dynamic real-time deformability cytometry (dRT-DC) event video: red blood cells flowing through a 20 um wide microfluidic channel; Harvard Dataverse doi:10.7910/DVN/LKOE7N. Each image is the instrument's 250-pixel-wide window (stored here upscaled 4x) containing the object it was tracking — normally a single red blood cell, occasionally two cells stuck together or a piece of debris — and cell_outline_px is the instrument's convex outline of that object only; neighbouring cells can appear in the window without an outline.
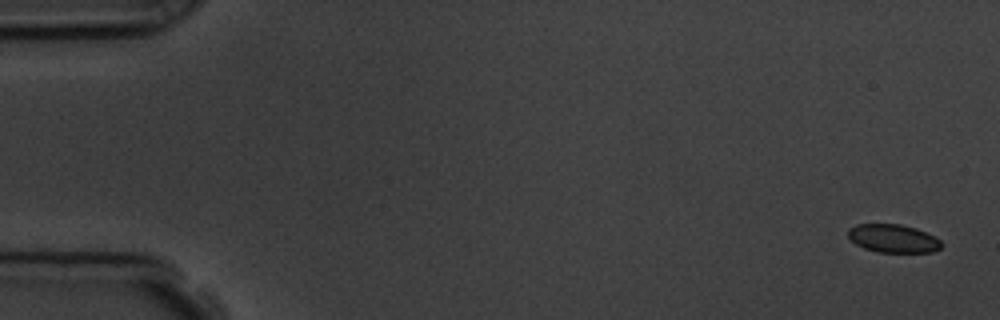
{"species": "common noctule bat (a hibernating species)", "species_latin": "Nyctalus noctula", "temperature_condition": "room temperature", "stored_images_in_passage": 6, "camera_frame_rate_fps": 3000, "um_per_image_px": 0.085, "animal": {"sex": "male", "body_mass_g": 19.5, "forearm_length_mm": 54.6}, "frame": {"image": 1, "passage_image": 1, "time_ms": 0.0, "image_size_px": [1000, 320], "cell_outline_px": [[944, 244], [940, 248], [932, 252], [880, 252], [864, 248], [856, 244], [848, 236], [848, 228], [856, 224], [900, 224], [916, 228], [940, 240]], "centroid_in_image_um": [75.91, 20.26], "position_along_channel_um": 9.1, "area_um2": 15.26}}
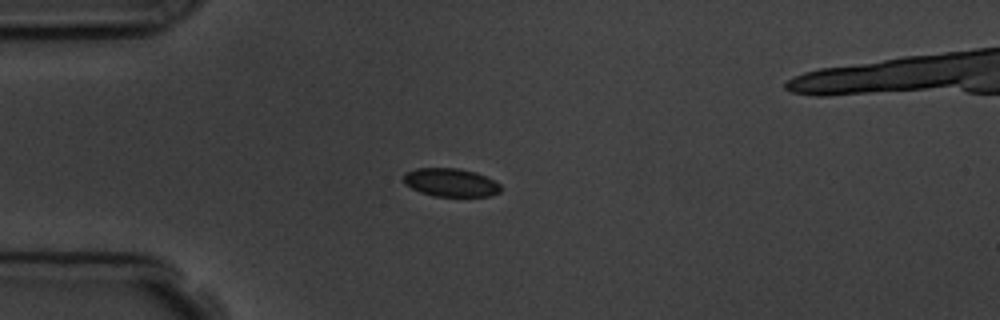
{"frame": {"image": 2, "passage_image": 4, "time_ms": 4.333, "image_size_px": [1000, 320], "cell_outline_px": [[500, 192], [488, 196], [432, 196], [420, 192], [404, 184], [404, 172], [416, 168], [460, 168], [476, 172], [500, 184]], "centroid_in_image_um": [38.27, 15.5], "position_along_channel_um": 46.7, "area_um2": 16.01}}
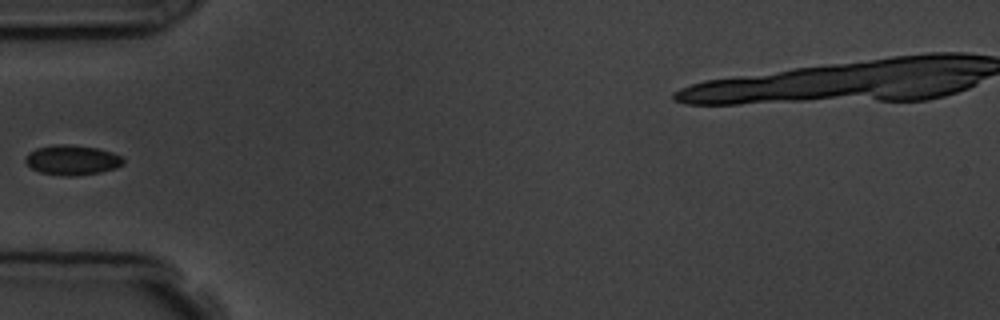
{"frame": {"image": 3, "passage_image": 5, "time_ms": 5.667, "image_size_px": [1000, 320], "cell_outline_px": [[124, 164], [116, 168], [100, 172], [68, 176], [40, 172], [32, 168], [24, 160], [28, 152], [36, 148], [56, 144], [68, 144], [96, 148], [112, 152], [120, 156], [124, 160]], "centroid_in_image_um": [6.13, 13.59], "position_along_channel_um": 78.9, "area_um2": 16.88}}